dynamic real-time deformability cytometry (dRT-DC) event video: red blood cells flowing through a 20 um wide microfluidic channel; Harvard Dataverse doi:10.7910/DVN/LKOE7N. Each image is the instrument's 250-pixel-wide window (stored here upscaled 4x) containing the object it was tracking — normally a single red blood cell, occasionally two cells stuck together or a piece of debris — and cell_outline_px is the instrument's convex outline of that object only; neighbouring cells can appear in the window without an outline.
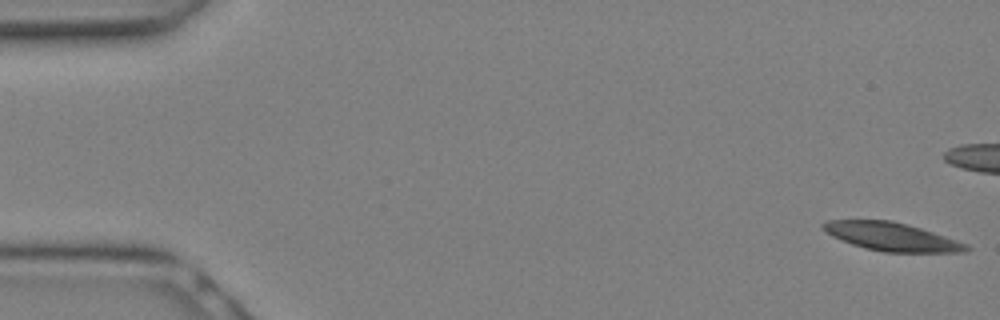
{"species": "Egyptian fruit bat (a non-hibernating species)", "species_latin": "Rousettus aegyptiacus", "temperature_condition": "warm", "stored_images_in_passage": 15, "camera_frame_rate_fps": 3000, "um_per_image_px": 0.085, "animal": {"sex": "female"}, "frame": {"image": 1, "passage_image": 1, "time_ms": 0.0, "image_size_px": [1000, 320], "cell_outline_px": [[972, 248], [968, 252], [884, 252], [864, 248], [852, 244], [832, 236], [820, 228], [820, 224], [828, 220], [892, 220], [920, 228], [968, 244]], "centroid_in_image_um": [75.78, 20.12], "position_along_channel_um": 9.2, "area_um2": 23.58}}
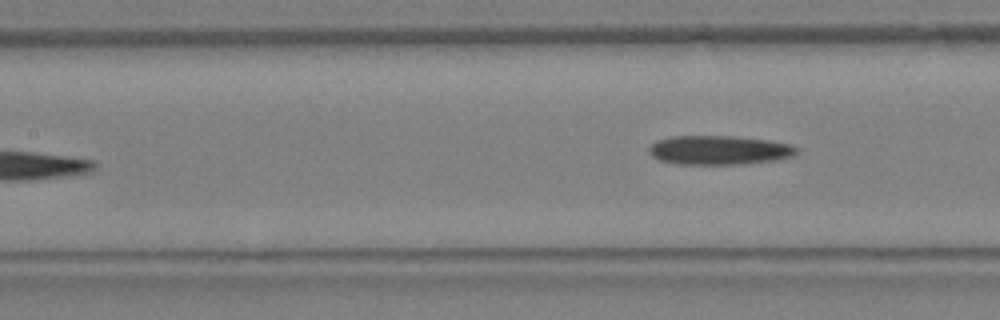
{"frame": {"image": 2, "passage_image": 15, "time_ms": 4.667, "image_size_px": [1000, 320], "cell_outline_px": [[800, 148], [796, 156], [776, 160], [740, 164], [676, 164], [660, 160], [652, 156], [648, 152], [648, 148], [656, 140], [672, 136], [736, 136], [768, 140], [792, 144]], "centroid_in_image_um": [61.17, 12.76], "position_along_channel_um": 146.2, "area_um2": 25.37}}